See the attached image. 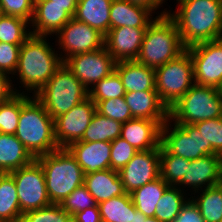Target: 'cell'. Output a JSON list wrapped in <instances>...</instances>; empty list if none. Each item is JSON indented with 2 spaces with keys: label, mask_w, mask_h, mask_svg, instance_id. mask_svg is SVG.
<instances>
[{
  "label": "cell",
  "mask_w": 222,
  "mask_h": 222,
  "mask_svg": "<svg viewBox=\"0 0 222 222\" xmlns=\"http://www.w3.org/2000/svg\"><path fill=\"white\" fill-rule=\"evenodd\" d=\"M66 149L76 159L84 174L110 169L111 142L77 141Z\"/></svg>",
  "instance_id": "20"
},
{
  "label": "cell",
  "mask_w": 222,
  "mask_h": 222,
  "mask_svg": "<svg viewBox=\"0 0 222 222\" xmlns=\"http://www.w3.org/2000/svg\"><path fill=\"white\" fill-rule=\"evenodd\" d=\"M96 104V112L102 116L125 123L133 119L131 110L124 97L111 98L102 101H93Z\"/></svg>",
  "instance_id": "39"
},
{
  "label": "cell",
  "mask_w": 222,
  "mask_h": 222,
  "mask_svg": "<svg viewBox=\"0 0 222 222\" xmlns=\"http://www.w3.org/2000/svg\"><path fill=\"white\" fill-rule=\"evenodd\" d=\"M174 222H205L199 208L191 198L182 206Z\"/></svg>",
  "instance_id": "44"
},
{
  "label": "cell",
  "mask_w": 222,
  "mask_h": 222,
  "mask_svg": "<svg viewBox=\"0 0 222 222\" xmlns=\"http://www.w3.org/2000/svg\"><path fill=\"white\" fill-rule=\"evenodd\" d=\"M3 14H2V11H1V6H0V17L2 16Z\"/></svg>",
  "instance_id": "52"
},
{
  "label": "cell",
  "mask_w": 222,
  "mask_h": 222,
  "mask_svg": "<svg viewBox=\"0 0 222 222\" xmlns=\"http://www.w3.org/2000/svg\"><path fill=\"white\" fill-rule=\"evenodd\" d=\"M192 194H194V196ZM191 195L190 198L199 208L200 214L205 222H221L222 187L219 184L191 193Z\"/></svg>",
  "instance_id": "29"
},
{
  "label": "cell",
  "mask_w": 222,
  "mask_h": 222,
  "mask_svg": "<svg viewBox=\"0 0 222 222\" xmlns=\"http://www.w3.org/2000/svg\"><path fill=\"white\" fill-rule=\"evenodd\" d=\"M15 135L34 158L59 149L54 119L33 95L21 107Z\"/></svg>",
  "instance_id": "4"
},
{
  "label": "cell",
  "mask_w": 222,
  "mask_h": 222,
  "mask_svg": "<svg viewBox=\"0 0 222 222\" xmlns=\"http://www.w3.org/2000/svg\"><path fill=\"white\" fill-rule=\"evenodd\" d=\"M47 39L49 41L47 36L31 35L20 46L18 66L13 75L18 76L19 87L25 88L24 94L29 92L34 96L63 64L60 51H55Z\"/></svg>",
  "instance_id": "2"
},
{
  "label": "cell",
  "mask_w": 222,
  "mask_h": 222,
  "mask_svg": "<svg viewBox=\"0 0 222 222\" xmlns=\"http://www.w3.org/2000/svg\"><path fill=\"white\" fill-rule=\"evenodd\" d=\"M193 62L194 82L218 88L222 82V38L187 47Z\"/></svg>",
  "instance_id": "11"
},
{
  "label": "cell",
  "mask_w": 222,
  "mask_h": 222,
  "mask_svg": "<svg viewBox=\"0 0 222 222\" xmlns=\"http://www.w3.org/2000/svg\"><path fill=\"white\" fill-rule=\"evenodd\" d=\"M190 160L168 153L160 145V177L168 184L177 186L184 178Z\"/></svg>",
  "instance_id": "33"
},
{
  "label": "cell",
  "mask_w": 222,
  "mask_h": 222,
  "mask_svg": "<svg viewBox=\"0 0 222 222\" xmlns=\"http://www.w3.org/2000/svg\"><path fill=\"white\" fill-rule=\"evenodd\" d=\"M111 4L112 0H78L74 18L105 36L110 30Z\"/></svg>",
  "instance_id": "25"
},
{
  "label": "cell",
  "mask_w": 222,
  "mask_h": 222,
  "mask_svg": "<svg viewBox=\"0 0 222 222\" xmlns=\"http://www.w3.org/2000/svg\"><path fill=\"white\" fill-rule=\"evenodd\" d=\"M126 93L121 78L116 71L97 82L89 90V98L92 101H102L111 98L124 97Z\"/></svg>",
  "instance_id": "37"
},
{
  "label": "cell",
  "mask_w": 222,
  "mask_h": 222,
  "mask_svg": "<svg viewBox=\"0 0 222 222\" xmlns=\"http://www.w3.org/2000/svg\"><path fill=\"white\" fill-rule=\"evenodd\" d=\"M72 222H102L98 204L74 214Z\"/></svg>",
  "instance_id": "46"
},
{
  "label": "cell",
  "mask_w": 222,
  "mask_h": 222,
  "mask_svg": "<svg viewBox=\"0 0 222 222\" xmlns=\"http://www.w3.org/2000/svg\"><path fill=\"white\" fill-rule=\"evenodd\" d=\"M63 63L88 91L97 82L115 71L116 65V61L105 47L73 55Z\"/></svg>",
  "instance_id": "12"
},
{
  "label": "cell",
  "mask_w": 222,
  "mask_h": 222,
  "mask_svg": "<svg viewBox=\"0 0 222 222\" xmlns=\"http://www.w3.org/2000/svg\"><path fill=\"white\" fill-rule=\"evenodd\" d=\"M124 98L133 118L150 120L169 119V109L161 101L156 90L126 92Z\"/></svg>",
  "instance_id": "21"
},
{
  "label": "cell",
  "mask_w": 222,
  "mask_h": 222,
  "mask_svg": "<svg viewBox=\"0 0 222 222\" xmlns=\"http://www.w3.org/2000/svg\"><path fill=\"white\" fill-rule=\"evenodd\" d=\"M20 222H72V216L60 204H51L23 213Z\"/></svg>",
  "instance_id": "38"
},
{
  "label": "cell",
  "mask_w": 222,
  "mask_h": 222,
  "mask_svg": "<svg viewBox=\"0 0 222 222\" xmlns=\"http://www.w3.org/2000/svg\"><path fill=\"white\" fill-rule=\"evenodd\" d=\"M73 17L67 6L49 4V0H35L34 15L30 23L31 34L35 36L56 35Z\"/></svg>",
  "instance_id": "19"
},
{
  "label": "cell",
  "mask_w": 222,
  "mask_h": 222,
  "mask_svg": "<svg viewBox=\"0 0 222 222\" xmlns=\"http://www.w3.org/2000/svg\"><path fill=\"white\" fill-rule=\"evenodd\" d=\"M10 174L15 180L22 214L52 204L46 190L44 170L36 159Z\"/></svg>",
  "instance_id": "9"
},
{
  "label": "cell",
  "mask_w": 222,
  "mask_h": 222,
  "mask_svg": "<svg viewBox=\"0 0 222 222\" xmlns=\"http://www.w3.org/2000/svg\"><path fill=\"white\" fill-rule=\"evenodd\" d=\"M54 36L58 48L63 51L62 54L59 53L63 62L73 55L104 47V35L74 17Z\"/></svg>",
  "instance_id": "13"
},
{
  "label": "cell",
  "mask_w": 222,
  "mask_h": 222,
  "mask_svg": "<svg viewBox=\"0 0 222 222\" xmlns=\"http://www.w3.org/2000/svg\"><path fill=\"white\" fill-rule=\"evenodd\" d=\"M29 26L30 23L27 20L2 15L0 17V42L22 45L32 35Z\"/></svg>",
  "instance_id": "35"
},
{
  "label": "cell",
  "mask_w": 222,
  "mask_h": 222,
  "mask_svg": "<svg viewBox=\"0 0 222 222\" xmlns=\"http://www.w3.org/2000/svg\"><path fill=\"white\" fill-rule=\"evenodd\" d=\"M118 173L128 194L156 180L160 177V146L138 151Z\"/></svg>",
  "instance_id": "15"
},
{
  "label": "cell",
  "mask_w": 222,
  "mask_h": 222,
  "mask_svg": "<svg viewBox=\"0 0 222 222\" xmlns=\"http://www.w3.org/2000/svg\"><path fill=\"white\" fill-rule=\"evenodd\" d=\"M115 71L126 92L156 90L155 69L136 60L116 62Z\"/></svg>",
  "instance_id": "23"
},
{
  "label": "cell",
  "mask_w": 222,
  "mask_h": 222,
  "mask_svg": "<svg viewBox=\"0 0 222 222\" xmlns=\"http://www.w3.org/2000/svg\"><path fill=\"white\" fill-rule=\"evenodd\" d=\"M98 207L102 222H131L132 212L136 211L128 193L103 201Z\"/></svg>",
  "instance_id": "31"
},
{
  "label": "cell",
  "mask_w": 222,
  "mask_h": 222,
  "mask_svg": "<svg viewBox=\"0 0 222 222\" xmlns=\"http://www.w3.org/2000/svg\"><path fill=\"white\" fill-rule=\"evenodd\" d=\"M62 209L69 213L71 216L97 205L94 197L87 190L83 184L77 187L69 196H67L60 204Z\"/></svg>",
  "instance_id": "40"
},
{
  "label": "cell",
  "mask_w": 222,
  "mask_h": 222,
  "mask_svg": "<svg viewBox=\"0 0 222 222\" xmlns=\"http://www.w3.org/2000/svg\"><path fill=\"white\" fill-rule=\"evenodd\" d=\"M147 28H112L104 36V47L116 62L136 60Z\"/></svg>",
  "instance_id": "17"
},
{
  "label": "cell",
  "mask_w": 222,
  "mask_h": 222,
  "mask_svg": "<svg viewBox=\"0 0 222 222\" xmlns=\"http://www.w3.org/2000/svg\"><path fill=\"white\" fill-rule=\"evenodd\" d=\"M160 145L190 161L206 156V141L193 124H176L168 119L161 127Z\"/></svg>",
  "instance_id": "10"
},
{
  "label": "cell",
  "mask_w": 222,
  "mask_h": 222,
  "mask_svg": "<svg viewBox=\"0 0 222 222\" xmlns=\"http://www.w3.org/2000/svg\"><path fill=\"white\" fill-rule=\"evenodd\" d=\"M156 91L169 109L194 84L193 62L187 50L155 69Z\"/></svg>",
  "instance_id": "8"
},
{
  "label": "cell",
  "mask_w": 222,
  "mask_h": 222,
  "mask_svg": "<svg viewBox=\"0 0 222 222\" xmlns=\"http://www.w3.org/2000/svg\"><path fill=\"white\" fill-rule=\"evenodd\" d=\"M138 151L121 137L111 142L110 169L120 171Z\"/></svg>",
  "instance_id": "41"
},
{
  "label": "cell",
  "mask_w": 222,
  "mask_h": 222,
  "mask_svg": "<svg viewBox=\"0 0 222 222\" xmlns=\"http://www.w3.org/2000/svg\"><path fill=\"white\" fill-rule=\"evenodd\" d=\"M84 185L97 204L113 197L126 194L118 171L99 170L84 174Z\"/></svg>",
  "instance_id": "22"
},
{
  "label": "cell",
  "mask_w": 222,
  "mask_h": 222,
  "mask_svg": "<svg viewBox=\"0 0 222 222\" xmlns=\"http://www.w3.org/2000/svg\"><path fill=\"white\" fill-rule=\"evenodd\" d=\"M176 1L177 10H168V15L175 21L186 48L222 38V0Z\"/></svg>",
  "instance_id": "1"
},
{
  "label": "cell",
  "mask_w": 222,
  "mask_h": 222,
  "mask_svg": "<svg viewBox=\"0 0 222 222\" xmlns=\"http://www.w3.org/2000/svg\"><path fill=\"white\" fill-rule=\"evenodd\" d=\"M153 13L142 6L126 0H112L110 7V29L118 27L147 28L155 19Z\"/></svg>",
  "instance_id": "24"
},
{
  "label": "cell",
  "mask_w": 222,
  "mask_h": 222,
  "mask_svg": "<svg viewBox=\"0 0 222 222\" xmlns=\"http://www.w3.org/2000/svg\"><path fill=\"white\" fill-rule=\"evenodd\" d=\"M218 91H219V93H222V82H221L220 86L218 87Z\"/></svg>",
  "instance_id": "51"
},
{
  "label": "cell",
  "mask_w": 222,
  "mask_h": 222,
  "mask_svg": "<svg viewBox=\"0 0 222 222\" xmlns=\"http://www.w3.org/2000/svg\"><path fill=\"white\" fill-rule=\"evenodd\" d=\"M222 180V156L206 155L204 157L191 160L187 166L183 180L177 185L183 191L190 187L197 192L207 187L218 185ZM181 186V187H180ZM185 188V189H183Z\"/></svg>",
  "instance_id": "16"
},
{
  "label": "cell",
  "mask_w": 222,
  "mask_h": 222,
  "mask_svg": "<svg viewBox=\"0 0 222 222\" xmlns=\"http://www.w3.org/2000/svg\"><path fill=\"white\" fill-rule=\"evenodd\" d=\"M31 97L29 94L16 93L0 103V133L14 135L22 105Z\"/></svg>",
  "instance_id": "34"
},
{
  "label": "cell",
  "mask_w": 222,
  "mask_h": 222,
  "mask_svg": "<svg viewBox=\"0 0 222 222\" xmlns=\"http://www.w3.org/2000/svg\"><path fill=\"white\" fill-rule=\"evenodd\" d=\"M166 121L133 118L122 123L120 137L137 151L156 149L160 146L161 127Z\"/></svg>",
  "instance_id": "18"
},
{
  "label": "cell",
  "mask_w": 222,
  "mask_h": 222,
  "mask_svg": "<svg viewBox=\"0 0 222 222\" xmlns=\"http://www.w3.org/2000/svg\"><path fill=\"white\" fill-rule=\"evenodd\" d=\"M96 113V104L88 97L54 119L55 139L59 148L80 141Z\"/></svg>",
  "instance_id": "14"
},
{
  "label": "cell",
  "mask_w": 222,
  "mask_h": 222,
  "mask_svg": "<svg viewBox=\"0 0 222 222\" xmlns=\"http://www.w3.org/2000/svg\"><path fill=\"white\" fill-rule=\"evenodd\" d=\"M148 25L137 62L156 69L182 54L186 47L181 41L175 21L167 8Z\"/></svg>",
  "instance_id": "3"
},
{
  "label": "cell",
  "mask_w": 222,
  "mask_h": 222,
  "mask_svg": "<svg viewBox=\"0 0 222 222\" xmlns=\"http://www.w3.org/2000/svg\"><path fill=\"white\" fill-rule=\"evenodd\" d=\"M44 170L46 190L52 204H61L84 184V172L66 148L35 158Z\"/></svg>",
  "instance_id": "5"
},
{
  "label": "cell",
  "mask_w": 222,
  "mask_h": 222,
  "mask_svg": "<svg viewBox=\"0 0 222 222\" xmlns=\"http://www.w3.org/2000/svg\"><path fill=\"white\" fill-rule=\"evenodd\" d=\"M9 77L12 78V76L0 72V103L7 101L16 93H23L24 88L20 90H17V87L14 88L13 81Z\"/></svg>",
  "instance_id": "45"
},
{
  "label": "cell",
  "mask_w": 222,
  "mask_h": 222,
  "mask_svg": "<svg viewBox=\"0 0 222 222\" xmlns=\"http://www.w3.org/2000/svg\"><path fill=\"white\" fill-rule=\"evenodd\" d=\"M34 159L15 134L0 133V173L15 171Z\"/></svg>",
  "instance_id": "26"
},
{
  "label": "cell",
  "mask_w": 222,
  "mask_h": 222,
  "mask_svg": "<svg viewBox=\"0 0 222 222\" xmlns=\"http://www.w3.org/2000/svg\"><path fill=\"white\" fill-rule=\"evenodd\" d=\"M132 4L139 5L149 9L153 14L157 13L156 10L162 7L165 0H126ZM155 11V12H154Z\"/></svg>",
  "instance_id": "47"
},
{
  "label": "cell",
  "mask_w": 222,
  "mask_h": 222,
  "mask_svg": "<svg viewBox=\"0 0 222 222\" xmlns=\"http://www.w3.org/2000/svg\"><path fill=\"white\" fill-rule=\"evenodd\" d=\"M49 4L67 6V12L74 17L77 9L78 0H49Z\"/></svg>",
  "instance_id": "48"
},
{
  "label": "cell",
  "mask_w": 222,
  "mask_h": 222,
  "mask_svg": "<svg viewBox=\"0 0 222 222\" xmlns=\"http://www.w3.org/2000/svg\"><path fill=\"white\" fill-rule=\"evenodd\" d=\"M222 117L218 88L194 84L169 108V119L176 124H194Z\"/></svg>",
  "instance_id": "7"
},
{
  "label": "cell",
  "mask_w": 222,
  "mask_h": 222,
  "mask_svg": "<svg viewBox=\"0 0 222 222\" xmlns=\"http://www.w3.org/2000/svg\"><path fill=\"white\" fill-rule=\"evenodd\" d=\"M20 46L0 42V72L13 77L18 66Z\"/></svg>",
  "instance_id": "43"
},
{
  "label": "cell",
  "mask_w": 222,
  "mask_h": 222,
  "mask_svg": "<svg viewBox=\"0 0 222 222\" xmlns=\"http://www.w3.org/2000/svg\"><path fill=\"white\" fill-rule=\"evenodd\" d=\"M145 219H146V216L142 212L138 211L137 209L135 212H132L131 222H144Z\"/></svg>",
  "instance_id": "49"
},
{
  "label": "cell",
  "mask_w": 222,
  "mask_h": 222,
  "mask_svg": "<svg viewBox=\"0 0 222 222\" xmlns=\"http://www.w3.org/2000/svg\"><path fill=\"white\" fill-rule=\"evenodd\" d=\"M144 222H163V221L158 220L156 217H146Z\"/></svg>",
  "instance_id": "50"
},
{
  "label": "cell",
  "mask_w": 222,
  "mask_h": 222,
  "mask_svg": "<svg viewBox=\"0 0 222 222\" xmlns=\"http://www.w3.org/2000/svg\"><path fill=\"white\" fill-rule=\"evenodd\" d=\"M182 191L178 186L169 185L157 203L154 217L163 222H174L188 200L186 195L189 194Z\"/></svg>",
  "instance_id": "32"
},
{
  "label": "cell",
  "mask_w": 222,
  "mask_h": 222,
  "mask_svg": "<svg viewBox=\"0 0 222 222\" xmlns=\"http://www.w3.org/2000/svg\"><path fill=\"white\" fill-rule=\"evenodd\" d=\"M122 123L96 112L80 141L112 142L121 135Z\"/></svg>",
  "instance_id": "30"
},
{
  "label": "cell",
  "mask_w": 222,
  "mask_h": 222,
  "mask_svg": "<svg viewBox=\"0 0 222 222\" xmlns=\"http://www.w3.org/2000/svg\"><path fill=\"white\" fill-rule=\"evenodd\" d=\"M206 141V155L222 156V117L193 124Z\"/></svg>",
  "instance_id": "36"
},
{
  "label": "cell",
  "mask_w": 222,
  "mask_h": 222,
  "mask_svg": "<svg viewBox=\"0 0 222 222\" xmlns=\"http://www.w3.org/2000/svg\"><path fill=\"white\" fill-rule=\"evenodd\" d=\"M34 96L55 119L87 99L89 91L63 63Z\"/></svg>",
  "instance_id": "6"
},
{
  "label": "cell",
  "mask_w": 222,
  "mask_h": 222,
  "mask_svg": "<svg viewBox=\"0 0 222 222\" xmlns=\"http://www.w3.org/2000/svg\"><path fill=\"white\" fill-rule=\"evenodd\" d=\"M35 0H0L3 15L15 16L31 23Z\"/></svg>",
  "instance_id": "42"
},
{
  "label": "cell",
  "mask_w": 222,
  "mask_h": 222,
  "mask_svg": "<svg viewBox=\"0 0 222 222\" xmlns=\"http://www.w3.org/2000/svg\"><path fill=\"white\" fill-rule=\"evenodd\" d=\"M168 186L169 185L159 177L134 190L130 195L136 209L146 217H154L157 203Z\"/></svg>",
  "instance_id": "28"
},
{
  "label": "cell",
  "mask_w": 222,
  "mask_h": 222,
  "mask_svg": "<svg viewBox=\"0 0 222 222\" xmlns=\"http://www.w3.org/2000/svg\"><path fill=\"white\" fill-rule=\"evenodd\" d=\"M21 216L15 180L10 173H0V222H20Z\"/></svg>",
  "instance_id": "27"
}]
</instances>
